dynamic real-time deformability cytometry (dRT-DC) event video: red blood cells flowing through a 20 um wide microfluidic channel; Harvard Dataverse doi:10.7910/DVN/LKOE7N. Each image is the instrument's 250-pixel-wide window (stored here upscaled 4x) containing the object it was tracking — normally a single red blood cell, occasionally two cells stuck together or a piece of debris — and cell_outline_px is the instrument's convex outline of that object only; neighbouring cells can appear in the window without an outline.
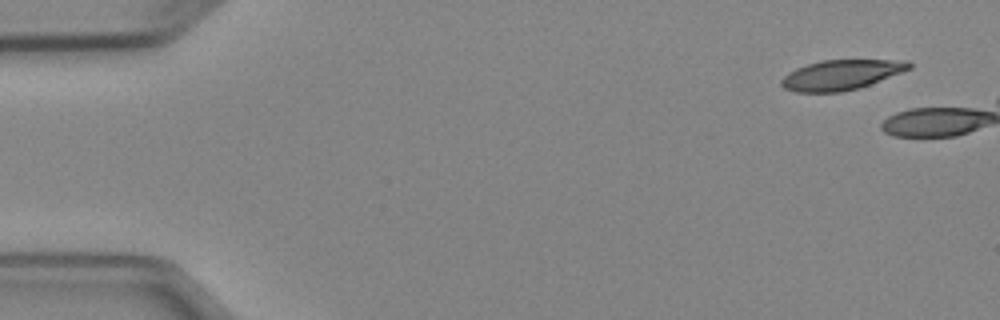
{"species": "Egyptian fruit bat (a non-hibernating species)", "species_latin": "Rousettus aegyptiacus", "temperature_condition": "cold", "stored_images_in_passage": 3, "camera_frame_rate_fps": 3000, "um_per_image_px": 0.085, "animal": {"sex": "female"}, "frame": {"image": 1, "passage_image": 1, "time_ms": 0.0, "image_size_px": [1000, 320], "cell_outline_px": [[912, 68], [860, 88], [840, 92], [796, 92], [784, 88], [780, 84], [780, 80], [788, 72], [796, 68], [808, 64], [824, 60], [908, 60], [912, 64]], "centroid_in_image_um": [71.5, 6.36], "position_along_channel_um": 13.5, "area_um2": 22.31}}